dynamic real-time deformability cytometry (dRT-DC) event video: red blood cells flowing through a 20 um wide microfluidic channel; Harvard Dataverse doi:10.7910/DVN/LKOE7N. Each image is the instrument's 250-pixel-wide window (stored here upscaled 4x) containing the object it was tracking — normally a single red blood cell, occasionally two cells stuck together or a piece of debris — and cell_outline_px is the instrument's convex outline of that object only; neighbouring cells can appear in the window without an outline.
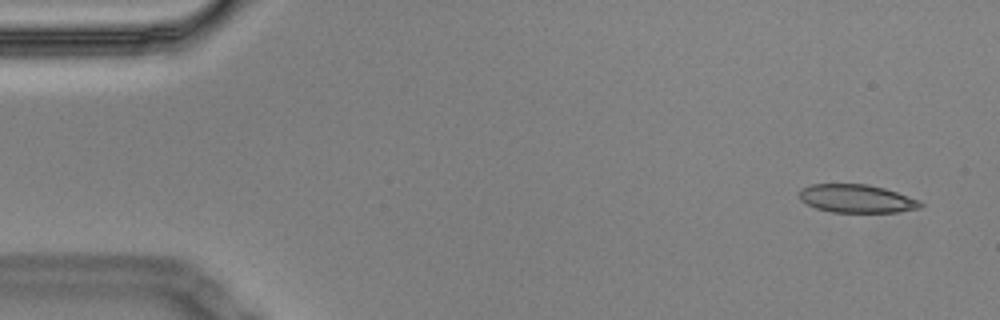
{"species": "Egyptian fruit bat (a non-hibernating species)", "species_latin": "Rousettus aegyptiacus", "temperature_condition": "cold", "stored_images_in_passage": 10, "camera_frame_rate_fps": 3000, "um_per_image_px": 0.085, "animal": {"sex": "male"}, "frame": {"image": 1, "passage_image": 1, "time_ms": 0.0, "image_size_px": [1000, 320], "cell_outline_px": [[924, 204], [920, 208], [896, 212], [832, 212], [816, 208], [800, 200], [800, 188], [812, 184], [864, 184], [884, 188], [920, 200]], "centroid_in_image_um": [72.81, 16.88], "position_along_channel_um": 12.2, "area_um2": 19.83}}
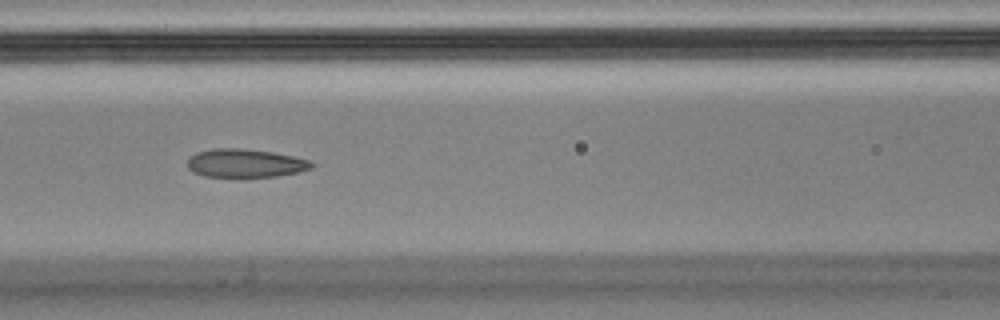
{"frame": {"image": 2, "passage_image": 7, "time_ms": 2.0, "image_size_px": [1000, 320], "cell_outline_px": [[316, 164], [312, 168], [300, 172], [276, 176], [204, 176], [192, 172], [188, 168], [188, 156], [196, 152], [212, 148], [240, 148], [272, 152], [312, 160]], "centroid_in_image_um": [20.86, 13.86], "position_along_channel_um": 145.7, "area_um2": 20.63}}
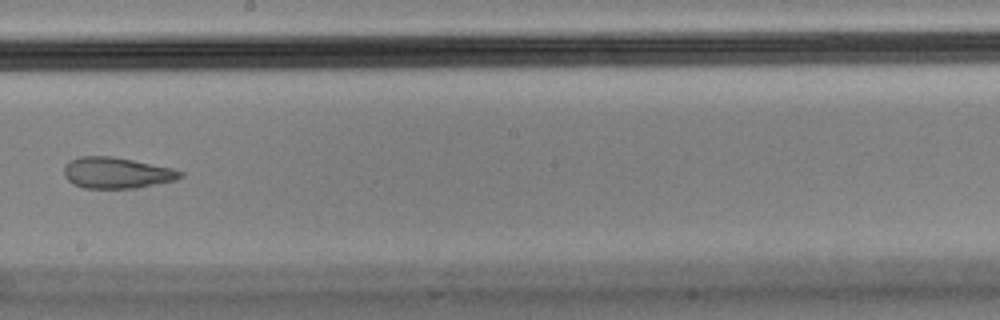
{"frame": {"image": 3, "passage_image": 9, "time_ms": 2.667, "image_size_px": [1000, 320], "cell_outline_px": [[184, 176], [176, 180], [136, 188], [84, 188], [68, 180], [64, 176], [64, 168], [72, 160], [80, 156], [112, 156], [172, 168], [184, 172]], "centroid_in_image_um": [9.95, 14.69], "position_along_channel_um": 238.2, "area_um2": 20.87}}